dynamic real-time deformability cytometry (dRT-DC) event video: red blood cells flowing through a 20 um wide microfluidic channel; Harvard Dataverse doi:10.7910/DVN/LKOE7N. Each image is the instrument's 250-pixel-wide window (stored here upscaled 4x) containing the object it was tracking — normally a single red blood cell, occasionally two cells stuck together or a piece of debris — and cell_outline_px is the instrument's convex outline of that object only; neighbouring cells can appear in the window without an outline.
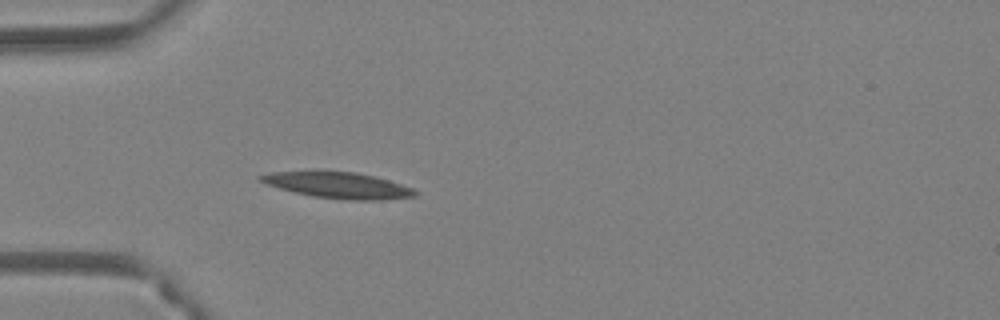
{"species": "Egyptian fruit bat (a non-hibernating species)", "species_latin": "Rousettus aegyptiacus", "temperature_condition": "warm", "stored_images_in_passage": 36, "camera_frame_rate_fps": 3000, "um_per_image_px": 0.085, "animal": {"sex": "female"}, "frame": {"image": 1, "passage_image": 1, "time_ms": 0.0, "image_size_px": [1000, 320], "cell_outline_px": [[420, 192], [416, 196], [384, 200], [352, 200], [312, 196], [280, 188], [268, 184], [260, 180], [256, 176], [272, 172], [356, 172], [376, 176], [412, 188]], "centroid_in_image_um": [28.82, 15.76], "position_along_channel_um": 56.2, "area_um2": 23.06}}
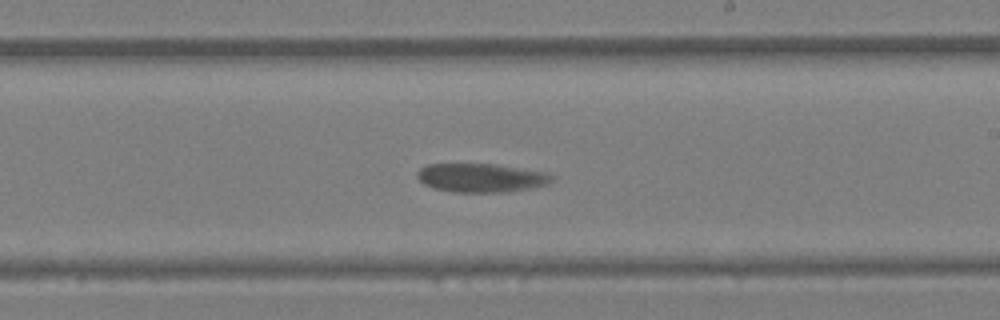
{"frame": {"image": 2, "passage_image": 16, "time_ms": 5.0, "image_size_px": [1000, 320], "cell_outline_px": [[556, 176], [548, 184], [508, 192], [452, 192], [436, 188], [424, 184], [416, 176], [416, 172], [420, 168], [428, 164], [496, 164], [544, 172]], "centroid_in_image_um": [40.89, 15.11], "position_along_channel_um": 248.1, "area_um2": 22.48}}
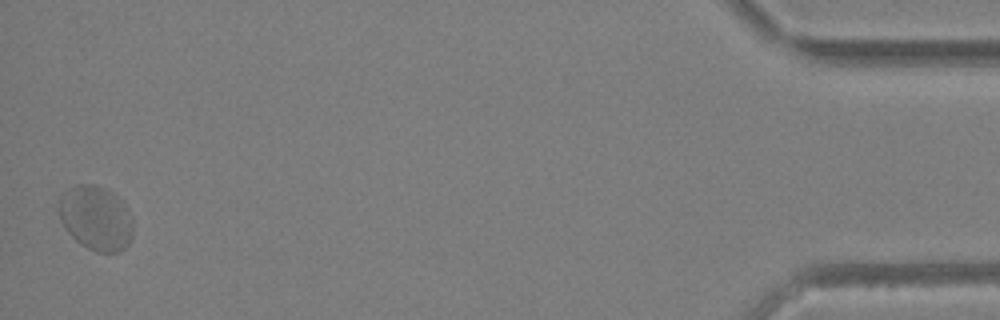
{"frame": {"image": 3, "passage_image": 36, "time_ms": 11.667, "image_size_px": [1000, 320], "cell_outline_px": [[132, 236], [128, 244], [120, 252], [96, 252], [80, 244], [64, 228], [60, 220], [60, 192], [76, 184], [96, 184], [112, 192], [120, 200], [132, 216]], "centroid_in_image_um": [8.14, 18.53], "position_along_channel_um": 427.1, "area_um2": 27.98}, "authors_computed_cell_mechanics": {"area_um2": 23.6113, "velocity_mm_per_s": 4.0109, "shape_relaxation_time_tau1_ms": null, "shape_relaxation_time_tau2_ms": 1.3328, "deformation_change_tau1": null, "deformation_change_tau2": 0.0332}}